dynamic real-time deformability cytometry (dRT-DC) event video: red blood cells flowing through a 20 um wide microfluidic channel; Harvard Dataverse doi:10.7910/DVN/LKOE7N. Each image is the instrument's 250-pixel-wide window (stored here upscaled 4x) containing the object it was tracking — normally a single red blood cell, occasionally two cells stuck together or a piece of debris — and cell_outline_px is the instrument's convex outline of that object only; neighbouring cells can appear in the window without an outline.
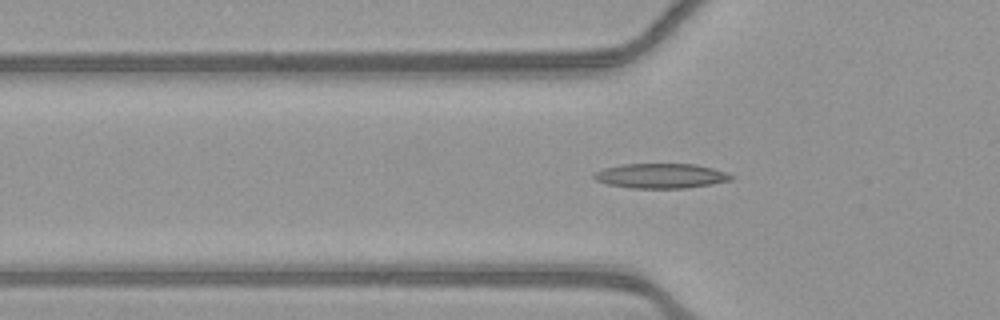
{"species": "common noctule bat (a hibernating species)", "species_latin": "Nyctalus noctula", "temperature_condition": "warm", "stored_images_in_passage": 37, "camera_frame_rate_fps": 3000, "um_per_image_px": 0.085, "animal": {"sex": "female", "body_mass_g": 21.9}, "frame": {"image": 1, "passage_image": 2, "time_ms": 0.333, "image_size_px": [1000, 320], "cell_outline_px": [[732, 180], [688, 188], [632, 188], [608, 184], [596, 180], [592, 176], [596, 172], [604, 168], [620, 164], [696, 164], [712, 168], [724, 172], [732, 176]], "centroid_in_image_um": [56.15, 14.94], "position_along_channel_um": 69.6, "area_um2": 19.65}}
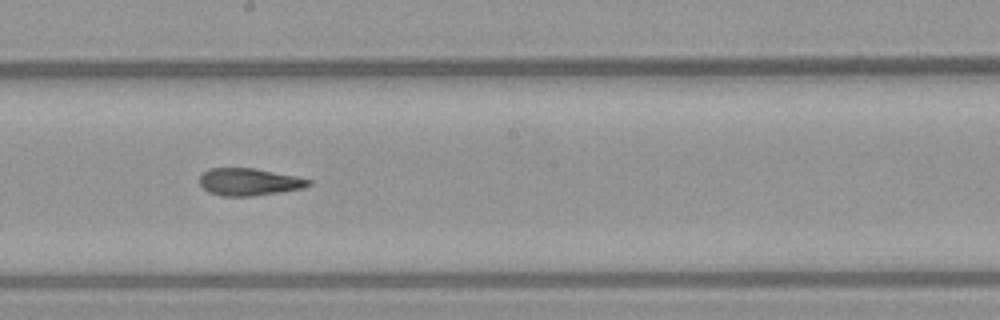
{"frame": {"image": 2, "passage_image": 14, "time_ms": 4.333, "image_size_px": [1000, 320], "cell_outline_px": [[312, 184], [304, 188], [280, 192], [252, 196], [224, 196], [208, 192], [200, 184], [200, 176], [208, 168], [256, 168], [296, 176], [312, 180]], "centroid_in_image_um": [21.2, 15.46], "position_along_channel_um": 227.0, "area_um2": 17.4}}
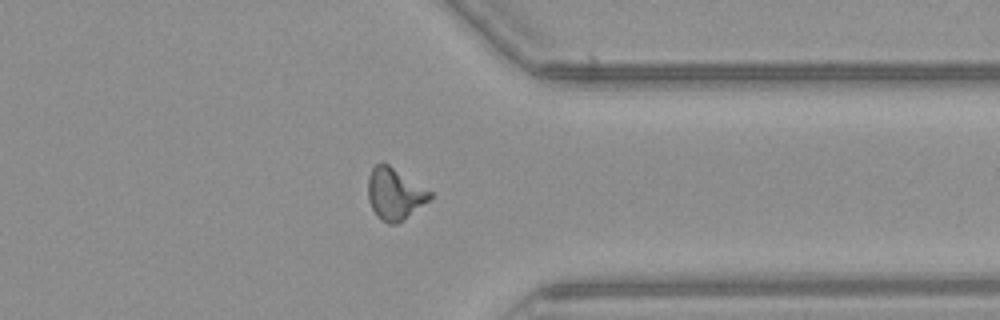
{"frame": {"image": 3, "passage_image": 26, "time_ms": 8.333, "image_size_px": [1000, 320], "cell_outline_px": [[432, 196], [428, 200], [404, 220], [396, 224], [388, 224], [380, 220], [376, 216], [368, 200], [368, 176], [372, 168], [380, 160], [388, 164], [432, 192]], "centroid_in_image_um": [33.51, 16.48], "position_along_channel_um": 377.9, "area_um2": 18.67}, "authors_computed_cell_mechanics": {"area_um2": 17.8024, "velocity_mm_per_s": 3.9, "shape_relaxation_time_tau1_ms": null, "shape_relaxation_time_tau2_ms": 2.3448, "deformation_change_tau1": null, "deformation_change_tau2": 0.1047}}